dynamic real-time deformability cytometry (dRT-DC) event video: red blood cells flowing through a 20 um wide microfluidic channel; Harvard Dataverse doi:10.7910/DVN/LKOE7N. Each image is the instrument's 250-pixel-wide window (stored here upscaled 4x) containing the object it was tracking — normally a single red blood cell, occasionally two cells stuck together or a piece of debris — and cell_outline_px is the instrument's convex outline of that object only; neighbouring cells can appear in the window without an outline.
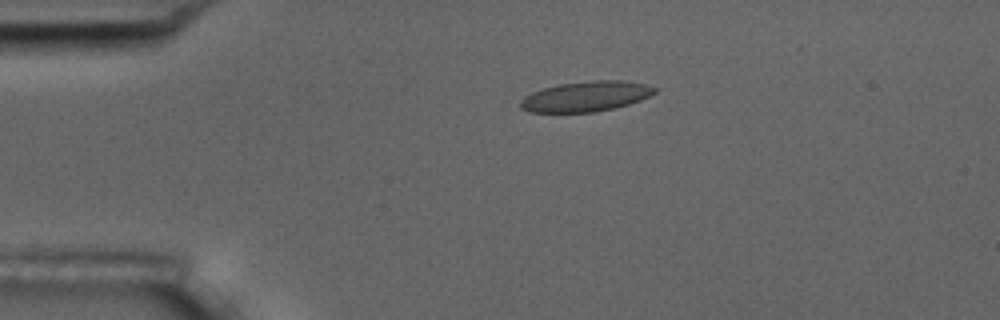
{"species": "common noctule bat (a hibernating species)", "species_latin": "Nyctalus noctula", "temperature_condition": "room temperature", "stored_images_in_passage": 5, "camera_frame_rate_fps": 3000, "um_per_image_px": 0.085, "animal": {"sex": "male", "body_mass_g": 17.5, "forearm_length_mm": 52.3}, "frame": {"image": 1, "passage_image": 4, "time_ms": 3.333, "image_size_px": [1000, 320], "cell_outline_px": [[660, 88], [656, 92], [640, 100], [628, 104], [596, 112], [528, 112], [520, 108], [520, 100], [524, 96], [532, 92], [544, 88], [560, 84], [592, 80], [620, 80], [644, 84]], "centroid_in_image_um": [49.79, 8.19], "position_along_channel_um": 35.2, "area_um2": 23.58}}